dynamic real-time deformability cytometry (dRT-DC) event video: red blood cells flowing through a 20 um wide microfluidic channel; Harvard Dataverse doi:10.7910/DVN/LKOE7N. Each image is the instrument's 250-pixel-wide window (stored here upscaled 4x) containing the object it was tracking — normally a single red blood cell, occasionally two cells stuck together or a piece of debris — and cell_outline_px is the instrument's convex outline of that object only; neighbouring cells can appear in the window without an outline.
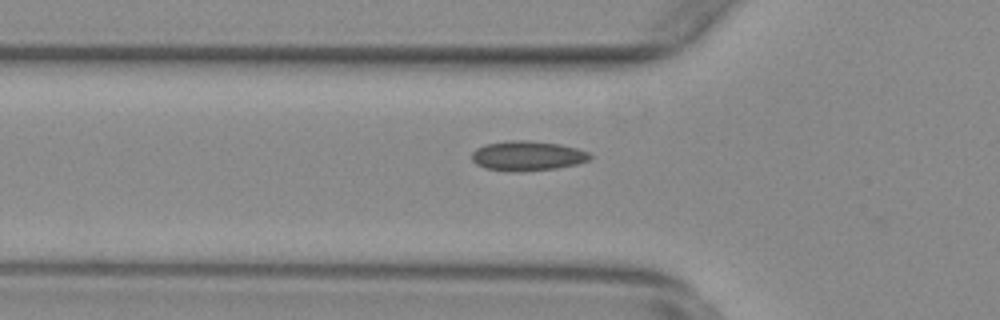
{"species": "common noctule bat (a hibernating species)", "species_latin": "Nyctalus noctula", "temperature_condition": "warm", "stored_images_in_passage": 49, "camera_frame_rate_fps": 3000, "um_per_image_px": 0.085, "animal": {"sex": "female", "body_mass_g": 29.2, "forearm_length_mm": 56.3}, "frame": {"image": 1, "passage_image": 19, "time_ms": 6.0, "image_size_px": [1000, 320], "cell_outline_px": [[592, 156], [588, 160], [576, 164], [556, 168], [508, 172], [484, 168], [476, 164], [472, 160], [472, 152], [476, 148], [484, 144], [508, 140], [528, 140], [560, 144], [576, 148], [588, 152]], "centroid_in_image_um": [44.78, 13.24], "position_along_channel_um": 81.0, "area_um2": 20.52}}
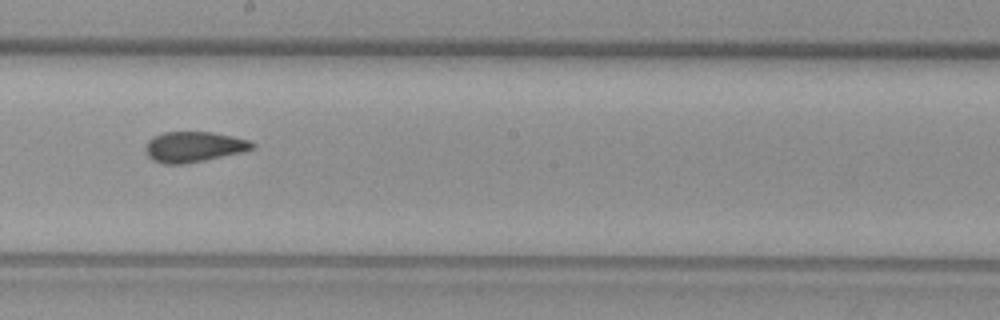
{"frame": {"image": 2, "passage_image": 31, "time_ms": 10.0, "image_size_px": [1000, 320], "cell_outline_px": [[256, 148], [244, 152], [184, 164], [164, 164], [152, 160], [148, 156], [144, 148], [148, 140], [152, 136], [164, 132], [212, 132], [232, 136], [248, 140], [256, 144]], "centroid_in_image_um": [16.47, 12.48], "position_along_channel_um": 231.7, "area_um2": 19.13}}
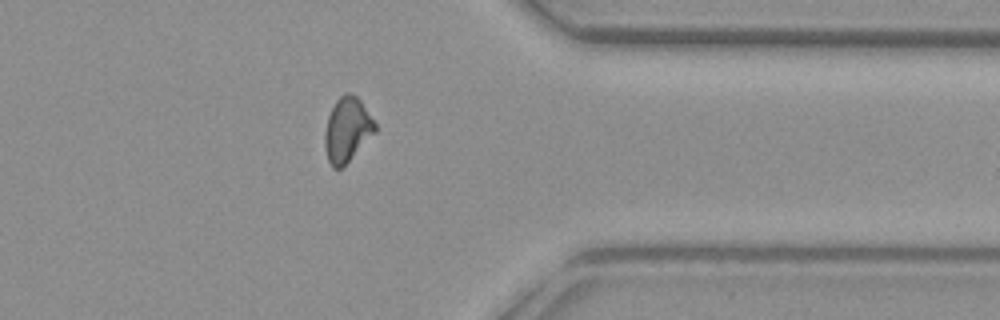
{"frame": {"image": 3, "passage_image": 44, "time_ms": 14.333, "image_size_px": [1000, 320], "cell_outline_px": [[376, 132], [340, 168], [332, 168], [328, 160], [324, 144], [324, 132], [328, 116], [336, 100], [344, 92], [348, 92], [356, 96], [360, 100], [376, 124]], "centroid_in_image_um": [29.49, 11.0], "position_along_channel_um": 381.9, "area_um2": 18.61}, "authors_computed_cell_mechanics": {"area_um2": 19.0162, "velocity_mm_per_s": 3.7541, "shape_relaxation_time_tau1_ms": null, "shape_relaxation_time_tau2_ms": 1.4269, "deformation_change_tau1": null, "deformation_change_tau2": 0.0659}}